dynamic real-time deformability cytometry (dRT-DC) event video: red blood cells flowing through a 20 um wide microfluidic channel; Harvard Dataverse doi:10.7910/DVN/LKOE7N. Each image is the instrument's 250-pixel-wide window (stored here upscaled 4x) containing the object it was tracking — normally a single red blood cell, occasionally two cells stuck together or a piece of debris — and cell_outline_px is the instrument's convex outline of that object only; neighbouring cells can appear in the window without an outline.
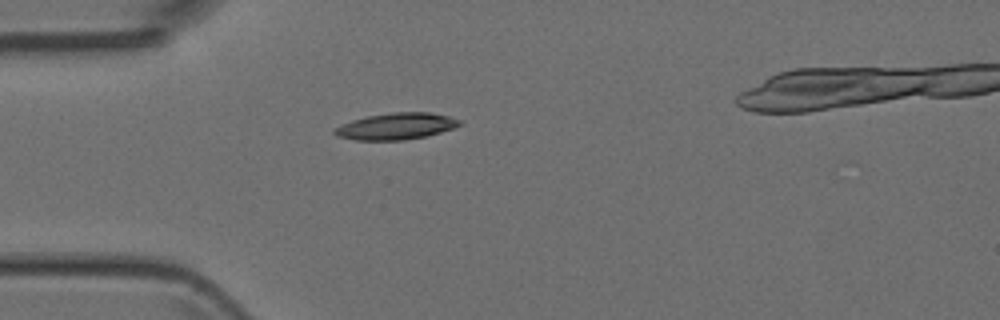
{"species": "Egyptian fruit bat (a non-hibernating species)", "species_latin": "Rousettus aegyptiacus", "temperature_condition": "room temperature", "stored_images_in_passage": 1, "camera_frame_rate_fps": 3000, "um_per_image_px": 0.085, "animal": {"sex": "female"}, "frame": {"image": 1, "passage_image": 1, "time_ms": 0.0, "image_size_px": [1000, 320], "cell_outline_px": [[464, 124], [440, 132], [424, 136], [404, 140], [356, 140], [336, 136], [332, 132], [336, 128], [352, 120], [368, 116], [392, 112], [428, 112], [448, 116], [460, 120]], "centroid_in_image_um": [33.68, 10.73], "position_along_channel_um": 51.3, "area_um2": 19.13}}